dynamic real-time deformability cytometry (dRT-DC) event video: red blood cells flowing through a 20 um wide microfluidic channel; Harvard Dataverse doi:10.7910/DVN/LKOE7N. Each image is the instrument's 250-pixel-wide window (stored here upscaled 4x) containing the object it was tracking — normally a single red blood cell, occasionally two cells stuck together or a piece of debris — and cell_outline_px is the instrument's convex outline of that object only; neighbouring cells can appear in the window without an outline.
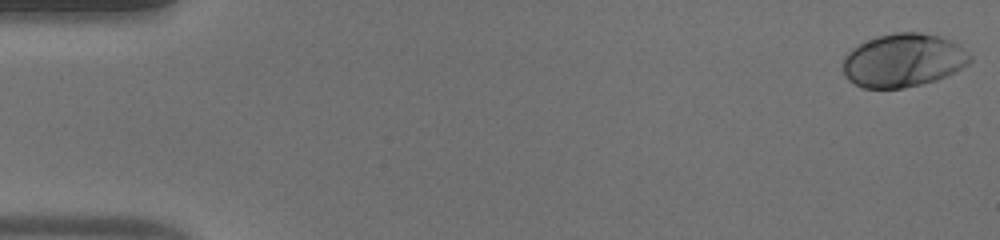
{"species": "human", "species_latin": "Homo sapiens", "temperature_condition": "warm", "stored_images_in_passage": 53, "camera_frame_rate_fps": 3000, "um_per_image_px": 0.085, "donor": {"sex": "male"}, "frame": {"image": 1, "passage_image": 1, "time_ms": 0.0, "image_size_px": [1000, 240], "cell_outline_px": [[972, 60], [968, 64], [936, 80], [904, 88], [864, 88], [848, 80], [844, 76], [844, 56], [852, 48], [876, 36], [892, 32], [920, 32], [940, 36], [952, 40], [960, 44], [972, 56]], "centroid_in_image_um": [76.79, 5.11], "position_along_channel_um": 8.2, "area_um2": 39.59}}
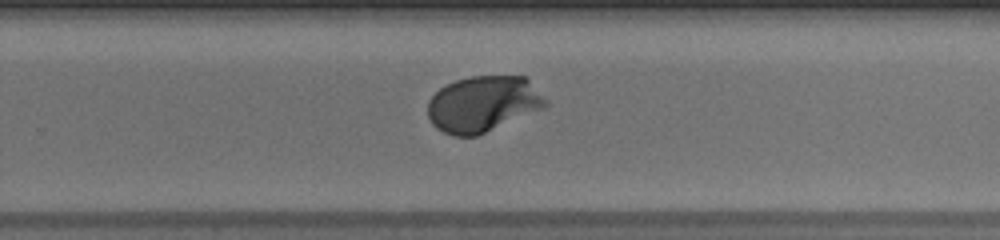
{"frame": {"image": 2, "passage_image": 35, "time_ms": 11.333, "image_size_px": [1000, 240], "cell_outline_px": [[548, 104], [540, 108], [476, 136], [452, 136], [436, 128], [432, 124], [428, 116], [428, 100], [440, 88], [456, 80], [472, 76], [524, 76], [528, 80]], "centroid_in_image_um": [40.97, 8.83], "position_along_channel_um": 288.8, "area_um2": 37.51}}
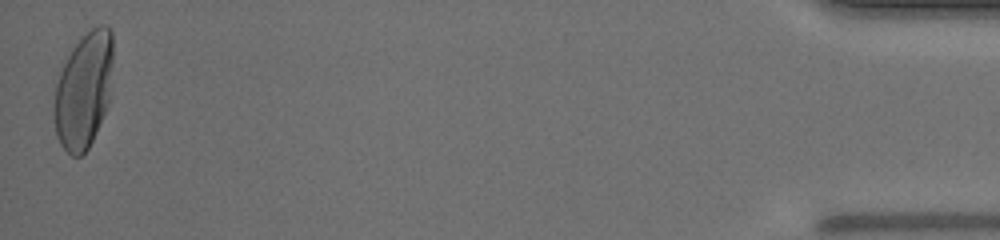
{"frame": {"image": 3, "passage_image": 53, "time_ms": 17.333, "image_size_px": [1000, 240], "cell_outline_px": [[112, 64], [108, 104], [96, 132], [88, 148], [80, 156], [72, 156], [60, 144], [56, 136], [52, 112], [52, 104], [56, 84], [60, 72], [72, 48], [92, 28], [100, 24], [104, 24], [112, 32]], "centroid_in_image_um": [7.08, 7.7], "position_along_channel_um": 428.1, "area_um2": 39.71}, "authors_computed_cell_mechanics": {"area_um2": 37.9746, "velocity_mm_per_s": 3.8465, "shape_relaxation_time_tau1_ms": 2.7125, "shape_relaxation_time_tau2_ms": null, "deformation_change_tau1": 0.1646, "deformation_change_tau2": null}}